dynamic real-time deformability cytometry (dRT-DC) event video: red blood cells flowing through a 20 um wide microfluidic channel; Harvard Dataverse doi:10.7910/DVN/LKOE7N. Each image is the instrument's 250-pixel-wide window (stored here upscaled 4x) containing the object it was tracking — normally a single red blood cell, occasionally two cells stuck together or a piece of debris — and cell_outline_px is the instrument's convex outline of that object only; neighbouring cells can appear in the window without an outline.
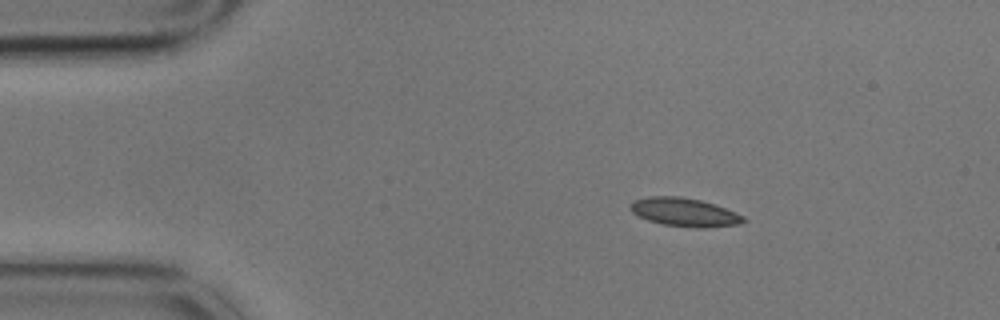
{"species": "common noctule bat (a hibernating species)", "species_latin": "Nyctalus noctula", "temperature_condition": "cold", "stored_images_in_passage": 3, "camera_frame_rate_fps": 3000, "um_per_image_px": 0.085, "animal": {"sex": "male", "body_mass_g": 17.9}, "frame": {"image": 1, "passage_image": 1, "time_ms": 0.0, "image_size_px": [1000, 320], "cell_outline_px": [[748, 220], [740, 224], [704, 228], [696, 228], [664, 224], [648, 220], [632, 212], [628, 204], [632, 200], [648, 196], [680, 196], [700, 200], [716, 204], [736, 212], [744, 216]], "centroid_in_image_um": [58.2, 18.03], "position_along_channel_um": 26.8, "area_um2": 18.96}}
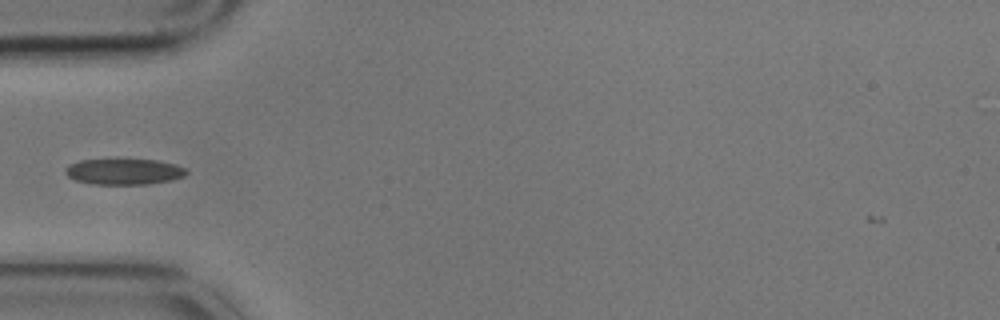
{"frame": {"image": 2, "passage_image": 3, "time_ms": 0.667, "image_size_px": [1000, 320], "cell_outline_px": [[188, 172], [184, 176], [172, 180], [148, 184], [92, 184], [76, 180], [68, 176], [64, 172], [68, 164], [80, 160], [120, 156], [156, 160], [176, 164], [184, 168]], "centroid_in_image_um": [10.51, 14.53], "position_along_channel_um": 74.5, "area_um2": 19.25}}